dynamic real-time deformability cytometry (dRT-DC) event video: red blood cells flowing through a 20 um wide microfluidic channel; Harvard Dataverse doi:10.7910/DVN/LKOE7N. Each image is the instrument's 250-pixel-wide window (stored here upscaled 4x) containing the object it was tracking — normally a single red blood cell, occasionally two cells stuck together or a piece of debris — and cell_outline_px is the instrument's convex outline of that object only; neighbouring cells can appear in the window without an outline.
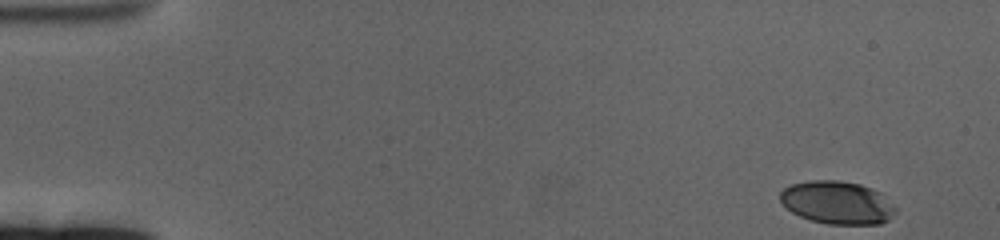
{"species": "human", "species_latin": "Homo sapiens", "temperature_condition": "cold", "stored_images_in_passage": 59, "camera_frame_rate_fps": 3000, "um_per_image_px": 0.085, "donor": {"sex": "female"}, "frame": {"image": 1, "passage_image": 1, "time_ms": 0.0, "image_size_px": [1000, 240], "cell_outline_px": [[896, 212], [888, 220], [880, 224], [828, 224], [812, 220], [800, 216], [792, 212], [780, 200], [780, 192], [784, 188], [792, 184], [808, 180], [840, 180], [860, 184], [872, 188], [880, 192], [896, 208]], "centroid_in_image_um": [71.17, 17.21], "position_along_channel_um": 13.8, "area_um2": 28.84}}
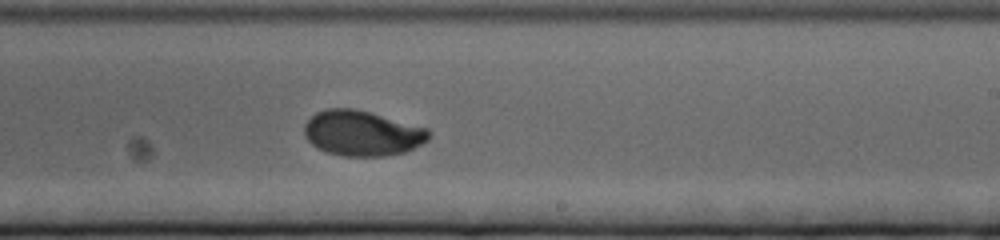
{"frame": {"image": 2, "passage_image": 35, "time_ms": 11.333, "image_size_px": [1000, 240], "cell_outline_px": [[432, 136], [428, 140], [408, 152], [384, 156], [340, 156], [316, 148], [304, 136], [304, 124], [316, 112], [324, 108], [352, 108], [368, 112], [428, 128], [432, 132]], "centroid_in_image_um": [30.8, 11.33], "position_along_channel_um": 258.2, "area_um2": 33.12}}
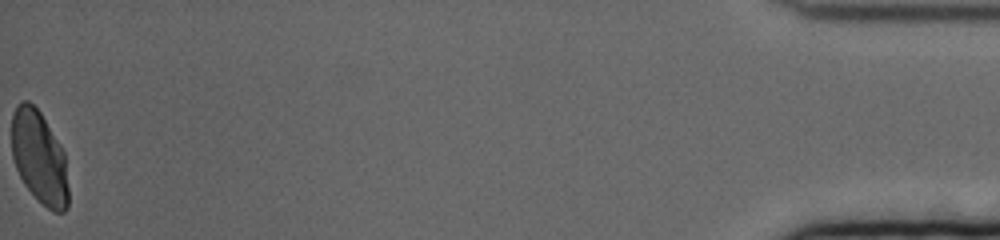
{"frame": {"image": 3, "passage_image": 59, "time_ms": 19.333, "image_size_px": [1000, 240], "cell_outline_px": [[68, 208], [64, 212], [52, 212], [24, 184], [16, 168], [12, 156], [12, 112], [16, 104], [20, 100], [28, 100], [40, 112], [60, 144], [64, 152], [68, 188]], "centroid_in_image_um": [3.33, 13.35], "position_along_channel_um": 431.9, "area_um2": 30.63}, "authors_computed_cell_mechanics": {"area_um2": 32.2524, "velocity_mm_per_s": 3.3104, "shape_relaxation_time_tau1_ms": 3.3051, "shape_relaxation_time_tau2_ms": null, "deformation_change_tau1": 0.1597, "deformation_change_tau2": null}}